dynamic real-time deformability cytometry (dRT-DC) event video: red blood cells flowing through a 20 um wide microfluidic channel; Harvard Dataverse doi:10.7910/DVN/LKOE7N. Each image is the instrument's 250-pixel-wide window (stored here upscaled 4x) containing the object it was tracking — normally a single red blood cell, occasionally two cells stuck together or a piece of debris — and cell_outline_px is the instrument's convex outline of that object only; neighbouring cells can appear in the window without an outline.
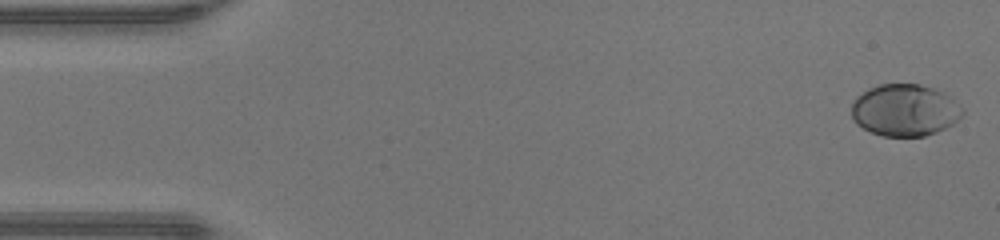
{"species": "human", "species_latin": "Homo sapiens", "temperature_condition": "warm", "stored_images_in_passage": 47, "camera_frame_rate_fps": 3000, "um_per_image_px": 0.085, "donor": {"sex": "male"}, "frame": {"image": 1, "passage_image": 1, "time_ms": 0.0, "image_size_px": [1000, 240], "cell_outline_px": [[964, 116], [952, 124], [936, 132], [924, 136], [880, 136], [856, 124], [852, 116], [852, 100], [856, 96], [868, 88], [880, 84], [920, 84], [932, 88], [952, 96], [964, 108]], "centroid_in_image_um": [76.93, 9.36], "position_along_channel_um": 8.1, "area_um2": 33.93}}
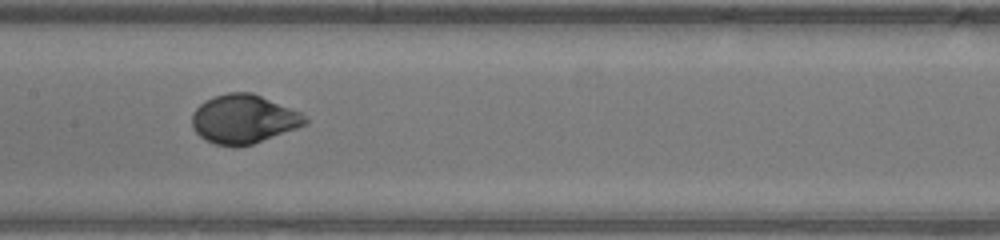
{"frame": {"image": 2, "passage_image": 23, "time_ms": 7.333, "image_size_px": [1000, 240], "cell_outline_px": [[308, 124], [252, 144], [236, 148], [232, 148], [216, 144], [204, 140], [192, 128], [192, 112], [204, 100], [228, 92], [252, 92], [300, 112], [308, 120]], "centroid_in_image_um": [20.68, 10.14], "position_along_channel_um": 186.7, "area_um2": 32.31}}
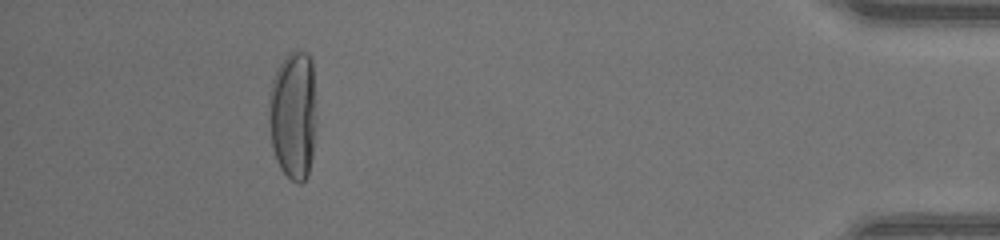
{"frame": {"image": 3, "passage_image": 43, "time_ms": 14.0, "image_size_px": [1000, 240], "cell_outline_px": [[316, 124], [312, 156], [308, 176], [300, 184], [296, 184], [280, 168], [276, 160], [272, 148], [268, 112], [268, 100], [272, 80], [276, 68], [284, 56], [288, 52], [308, 52], [312, 60], [316, 116]], "centroid_in_image_um": [24.92, 9.77], "position_along_channel_um": 410.3, "area_um2": 36.3}, "authors_computed_cell_mechanics": {"area_um2": 32.5414, "velocity_mm_per_s": 4.3457, "shape_relaxation_time_tau1_ms": 4.1934, "shape_relaxation_time_tau2_ms": null, "deformation_change_tau1": 0.2369, "deformation_change_tau2": null}}